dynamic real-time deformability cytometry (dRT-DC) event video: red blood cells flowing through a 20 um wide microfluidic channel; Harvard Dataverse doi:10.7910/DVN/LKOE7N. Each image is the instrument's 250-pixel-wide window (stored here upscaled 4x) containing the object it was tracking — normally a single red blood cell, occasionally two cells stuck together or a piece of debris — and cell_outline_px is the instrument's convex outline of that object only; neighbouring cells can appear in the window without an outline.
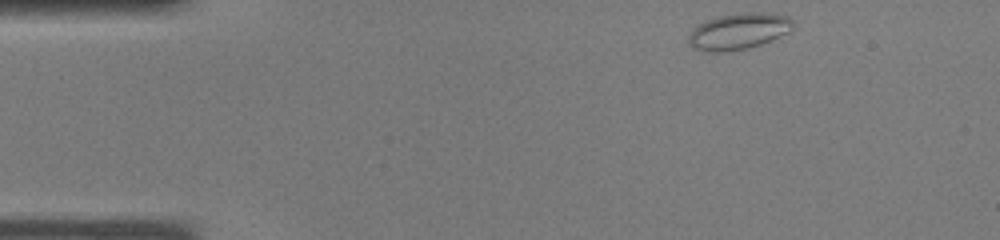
{"species": "common noctule bat (a hibernating species)", "species_latin": "Nyctalus noctula", "temperature_condition": "warm", "stored_images_in_passage": 7, "camera_frame_rate_fps": 3000, "um_per_image_px": 0.085, "animal": {"sex": "male", "body_mass_g": 19.0, "forearm_length_mm": 50.8}, "frame": {"image": 1, "passage_image": 1, "time_ms": 0.0, "image_size_px": [1000, 240], "cell_outline_px": [[792, 28], [788, 32], [760, 44], [748, 48], [728, 52], [704, 52], [692, 48], [688, 44], [688, 32], [692, 28], [708, 20], [720, 16], [740, 12], [772, 12], [788, 16], [792, 20]], "centroid_in_image_um": [62.73, 2.66], "position_along_channel_um": 22.3, "area_um2": 22.31}}